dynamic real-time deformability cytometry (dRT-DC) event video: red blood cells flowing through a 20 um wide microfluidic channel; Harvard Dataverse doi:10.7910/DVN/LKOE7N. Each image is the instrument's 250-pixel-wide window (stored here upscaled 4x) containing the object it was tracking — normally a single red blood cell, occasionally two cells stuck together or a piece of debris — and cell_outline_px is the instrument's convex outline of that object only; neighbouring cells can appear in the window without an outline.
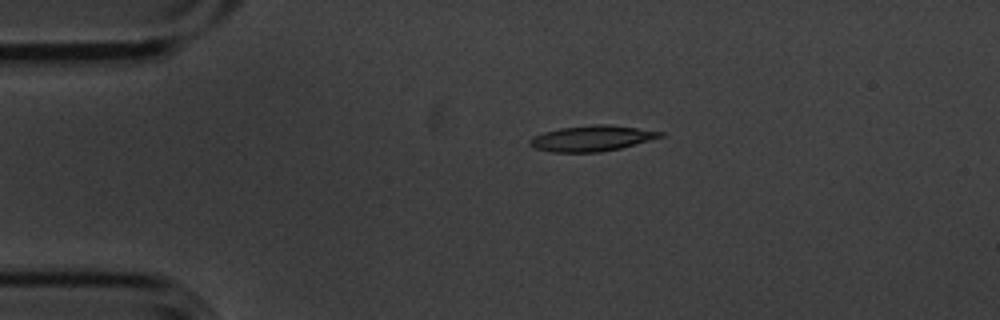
{"species": "common noctule bat (a hibernating species)", "species_latin": "Nyctalus noctula", "temperature_condition": "cold", "stored_images_in_passage": 4, "camera_frame_rate_fps": 3000, "um_per_image_px": 0.085, "animal": {"sex": "male", "body_mass_g": 20.1, "forearm_length_mm": 53.5}, "frame": {"image": 1, "passage_image": 3, "time_ms": 0.667, "image_size_px": [1000, 320], "cell_outline_px": [[664, 136], [620, 148], [600, 152], [552, 152], [532, 148], [528, 144], [528, 140], [532, 136], [544, 132], [560, 128], [592, 124], [608, 124], [664, 132]], "centroid_in_image_um": [50.24, 11.76], "position_along_channel_um": 34.8, "area_um2": 19.54}}